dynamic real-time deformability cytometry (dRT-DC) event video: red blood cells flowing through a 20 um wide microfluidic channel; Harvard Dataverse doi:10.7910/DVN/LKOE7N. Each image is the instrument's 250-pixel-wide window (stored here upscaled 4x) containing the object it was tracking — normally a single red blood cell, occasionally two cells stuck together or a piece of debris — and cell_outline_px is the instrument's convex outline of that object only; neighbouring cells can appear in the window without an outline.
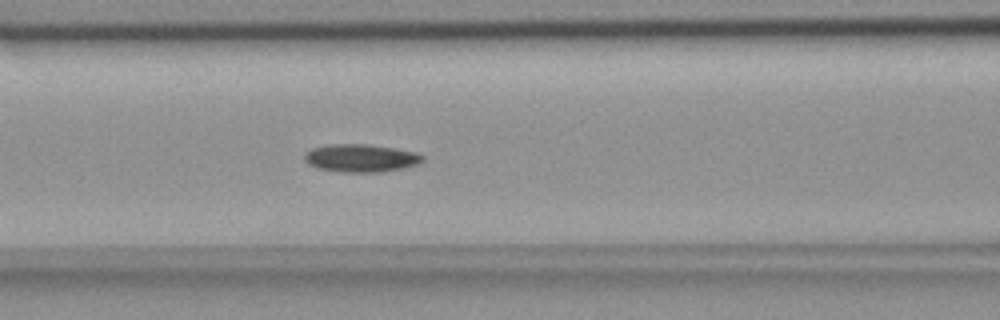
{"species": "common noctule bat (a hibernating species)", "species_latin": "Nyctalus noctula", "temperature_condition": "room temperature", "stored_images_in_passage": 55, "camera_frame_rate_fps": 3000, "um_per_image_px": 0.085, "animal": {"sex": "female", "body_mass_g": 18.4}, "frame": {"image": 1, "passage_image": 23, "time_ms": 7.333, "image_size_px": [1000, 320], "cell_outline_px": [[424, 160], [416, 164], [400, 168], [380, 172], [344, 172], [316, 168], [308, 164], [304, 160], [304, 156], [312, 148], [328, 144], [368, 144], [416, 152], [424, 156]], "centroid_in_image_um": [30.64, 13.43], "position_along_channel_um": 136.0, "area_um2": 19.02}}
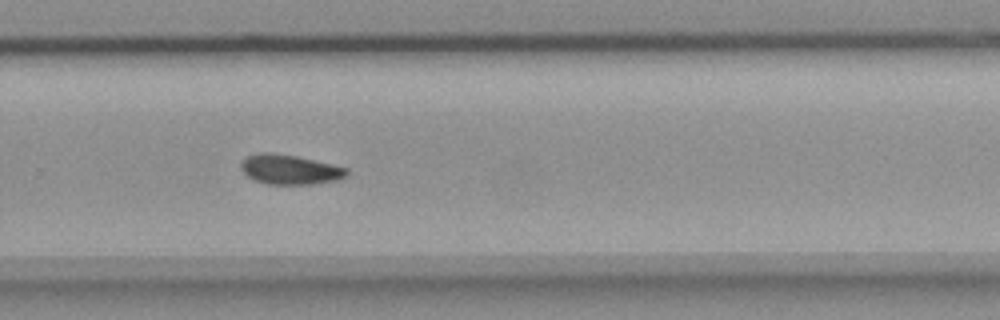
{"frame": {"image": 2, "passage_image": 37, "time_ms": 12.0, "image_size_px": [1000, 320], "cell_outline_px": [[348, 176], [336, 180], [312, 184], [268, 184], [256, 180], [248, 176], [240, 168], [240, 164], [244, 156], [260, 152], [272, 152], [296, 156], [332, 164], [348, 168]], "centroid_in_image_um": [24.62, 14.39], "position_along_channel_um": 305.2, "area_um2": 18.38}}
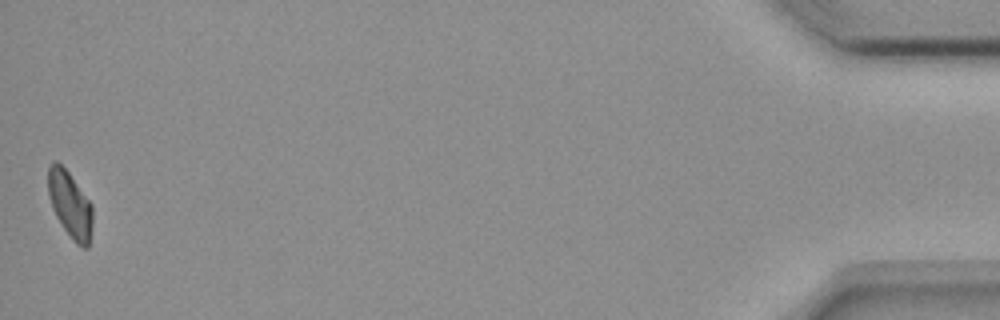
{"frame": {"image": 3, "passage_image": 55, "time_ms": 18.0, "image_size_px": [1000, 320], "cell_outline_px": [[92, 228], [88, 248], [84, 248], [76, 244], [72, 240], [56, 216], [52, 208], [48, 192], [48, 168], [56, 160], [68, 172], [92, 204]], "centroid_in_image_um": [5.96, 17.42], "position_along_channel_um": 429.2, "area_um2": 17.05}}